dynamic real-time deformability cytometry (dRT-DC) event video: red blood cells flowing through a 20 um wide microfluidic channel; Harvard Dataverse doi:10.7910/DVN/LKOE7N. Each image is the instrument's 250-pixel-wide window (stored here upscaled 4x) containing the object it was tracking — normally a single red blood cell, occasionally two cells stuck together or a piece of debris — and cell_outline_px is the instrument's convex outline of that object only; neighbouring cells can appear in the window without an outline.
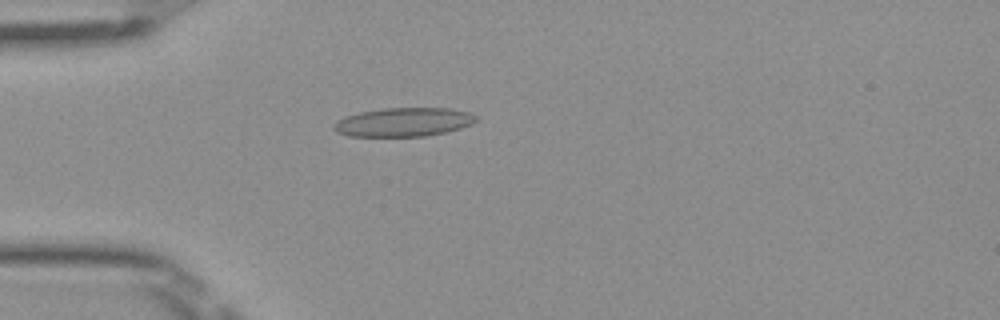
{"species": "Egyptian fruit bat (a non-hibernating species)", "species_latin": "Rousettus aegyptiacus", "temperature_condition": "room temperature", "stored_images_in_passage": 39, "camera_frame_rate_fps": 3000, "um_per_image_px": 0.085, "frame": {"image": 1, "passage_image": 3, "time_ms": 0.667, "image_size_px": [1000, 320], "cell_outline_px": [[476, 120], [472, 124], [448, 132], [424, 136], [348, 136], [336, 132], [332, 128], [332, 124], [344, 116], [360, 112], [384, 108], [452, 108], [468, 112], [476, 116]], "centroid_in_image_um": [34.28, 10.38], "position_along_channel_um": 50.7, "area_um2": 23.99}}
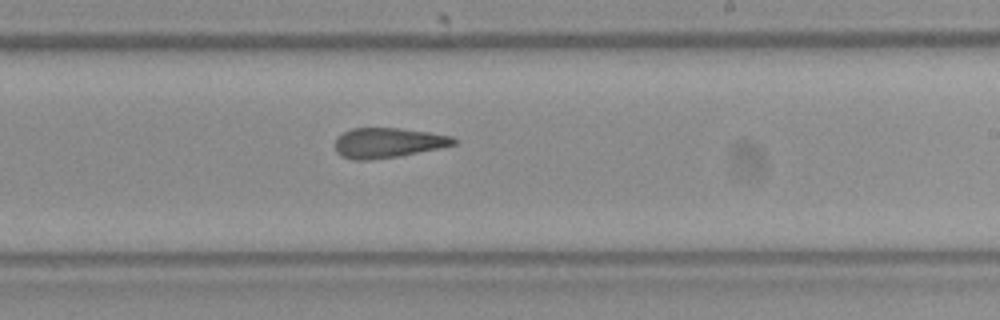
{"frame": {"image": 2, "passage_image": 19, "time_ms": 6.0, "image_size_px": [1000, 320], "cell_outline_px": [[460, 140], [456, 144], [440, 148], [396, 156], [368, 160], [352, 160], [340, 156], [336, 152], [336, 136], [352, 128], [400, 128], [428, 132], [452, 136]], "centroid_in_image_um": [32.97, 12.13], "position_along_channel_um": 256.0, "area_um2": 20.75}}
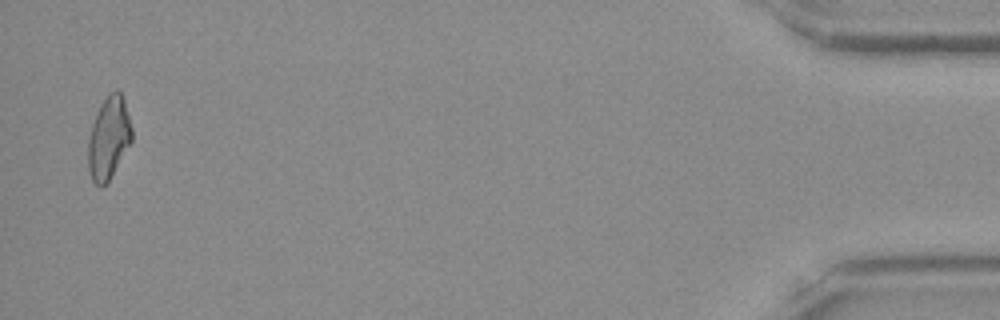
{"frame": {"image": 3, "passage_image": 38, "time_ms": 12.333, "image_size_px": [1000, 320], "cell_outline_px": [[132, 140], [108, 184], [100, 188], [92, 180], [88, 168], [88, 140], [92, 124], [96, 112], [100, 104], [116, 88], [120, 92], [124, 100], [132, 128]], "centroid_in_image_um": [9.23, 11.77], "position_along_channel_um": 426.0, "area_um2": 21.1}, "authors_computed_cell_mechanics": {"area_um2": 21.5016, "velocity_mm_per_s": 4.0502, "shape_relaxation_time_tau1_ms": null, "shape_relaxation_time_tau2_ms": 2.8124, "deformation_change_tau1": null, "deformation_change_tau2": 0.111}}